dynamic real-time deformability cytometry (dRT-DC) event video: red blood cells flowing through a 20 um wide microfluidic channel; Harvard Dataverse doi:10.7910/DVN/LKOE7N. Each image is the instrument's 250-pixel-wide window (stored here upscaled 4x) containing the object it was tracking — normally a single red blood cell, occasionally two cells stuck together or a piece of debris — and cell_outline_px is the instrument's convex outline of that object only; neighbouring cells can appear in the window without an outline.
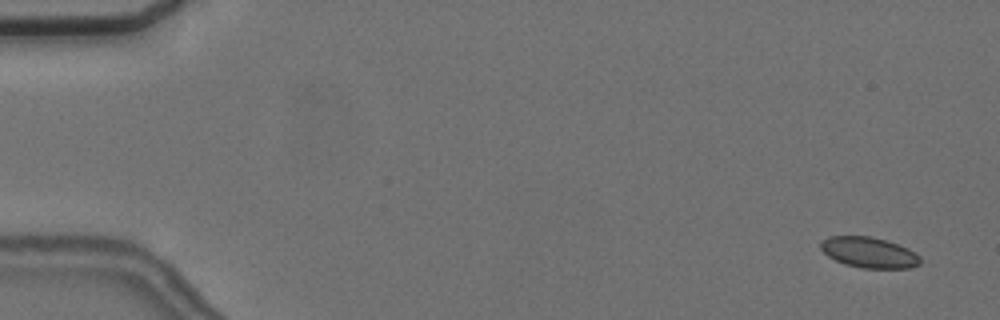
{"species": "common noctule bat (a hibernating species)", "species_latin": "Nyctalus noctula", "temperature_condition": "cold", "stored_images_in_passage": 5, "camera_frame_rate_fps": 3000, "um_per_image_px": 0.085, "animal": {"sex": "female", "body_mass_g": 24.6, "forearm_length_mm": 56.2}, "frame": {"image": 1, "passage_image": 1, "time_ms": 0.0, "image_size_px": [1000, 320], "cell_outline_px": [[920, 264], [912, 268], [864, 268], [844, 264], [828, 256], [820, 248], [820, 244], [828, 236], [872, 236], [908, 248], [920, 256]], "centroid_in_image_um": [73.87, 21.46], "position_along_channel_um": 11.1, "area_um2": 17.69}}